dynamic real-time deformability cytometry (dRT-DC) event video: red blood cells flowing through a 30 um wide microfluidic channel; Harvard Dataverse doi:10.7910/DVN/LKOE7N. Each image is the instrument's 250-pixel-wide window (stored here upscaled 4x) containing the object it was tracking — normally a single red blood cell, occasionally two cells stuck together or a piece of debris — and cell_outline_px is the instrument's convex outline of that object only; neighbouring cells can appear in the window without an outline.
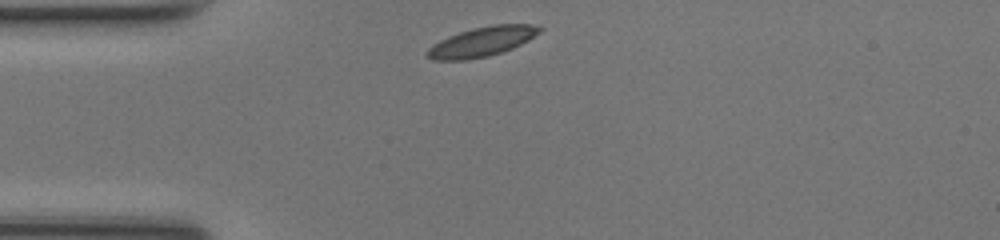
{"species": "common noctule bat (a hibernating species)", "species_latin": "Nyctalus noctula", "temperature_condition": "room temperature", "stored_images_in_passage": 29, "camera_frame_rate_fps": 3000, "um_per_image_px": 0.085, "animal": {"sex": "female", "body_mass_g": 17.0, "forearm_length_mm": 48.0}, "frame": {"image": 1, "passage_image": 1, "time_ms": 0.0, "image_size_px": [1000, 240], "cell_outline_px": [[544, 28], [540, 32], [528, 40], [512, 48], [488, 56], [464, 60], [432, 60], [428, 56], [428, 48], [432, 44], [448, 36], [472, 28], [492, 24], [532, 24]], "centroid_in_image_um": [40.97, 3.53], "position_along_channel_um": 44.0, "area_um2": 19.25}}
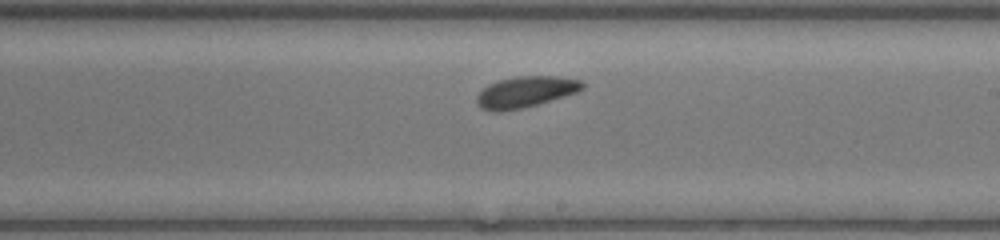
{"frame": {"image": 2, "passage_image": 17, "time_ms": 5.333, "image_size_px": [1000, 240], "cell_outline_px": [[584, 88], [576, 92], [564, 96], [536, 104], [520, 108], [500, 112], [492, 112], [476, 104], [476, 96], [488, 84], [500, 80], [516, 76], [560, 76], [580, 80], [584, 84]], "centroid_in_image_um": [44.65, 7.8], "position_along_channel_um": 244.3, "area_um2": 18.96}}
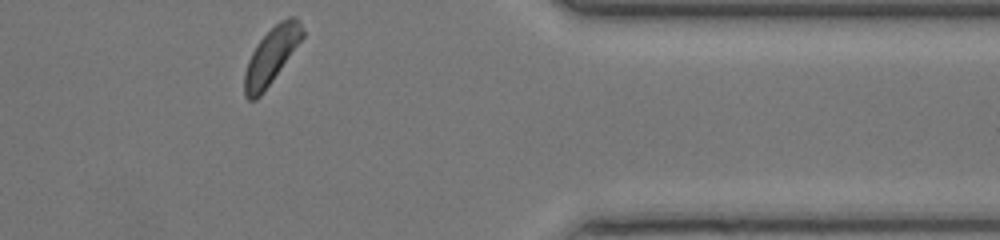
{"frame": {"image": 3, "passage_image": 29, "time_ms": 9.333, "image_size_px": [1000, 240], "cell_outline_px": [[304, 36], [264, 92], [256, 100], [248, 100], [244, 96], [244, 72], [248, 60], [256, 44], [280, 20], [288, 16], [296, 16], [304, 32]], "centroid_in_image_um": [23.04, 4.76], "position_along_channel_um": 388.4, "area_um2": 18.84}, "authors_computed_cell_mechanics": {"area_um2": 19.1318, "velocity_mm_per_s": 4.1474, "shape_relaxation_time_tau1_ms": 2.3744, "shape_relaxation_time_tau2_ms": 10.0329, "deformation_change_tau1": 0.0626, "deformation_change_tau2": 0.1763}}